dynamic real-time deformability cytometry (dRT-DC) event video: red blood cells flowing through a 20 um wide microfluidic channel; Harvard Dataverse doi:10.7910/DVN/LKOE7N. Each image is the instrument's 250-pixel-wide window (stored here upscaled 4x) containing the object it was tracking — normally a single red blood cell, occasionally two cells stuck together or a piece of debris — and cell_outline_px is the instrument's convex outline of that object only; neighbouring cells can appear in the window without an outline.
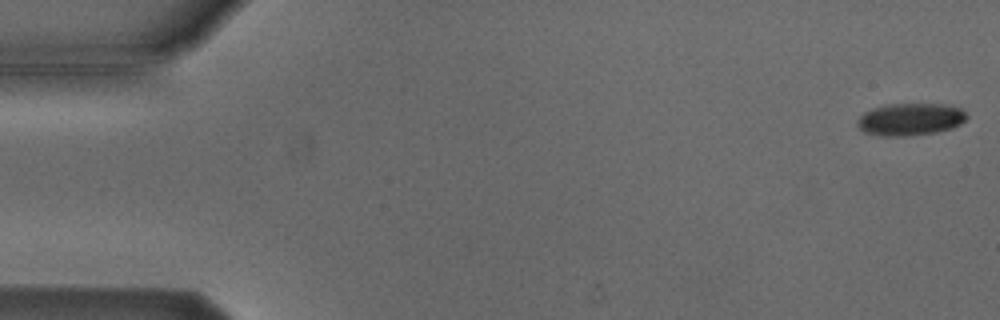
{"species": "Egyptian fruit bat (a non-hibernating species)", "species_latin": "Rousettus aegyptiacus", "temperature_condition": "cold", "stored_images_in_passage": 53, "camera_frame_rate_fps": 3000, "um_per_image_px": 0.085, "animal": {"sex": "male"}, "frame": {"image": 1, "passage_image": 1, "time_ms": 0.0, "image_size_px": [1000, 320], "cell_outline_px": [[968, 116], [960, 124], [952, 128], [936, 132], [904, 136], [884, 136], [864, 132], [856, 124], [856, 120], [864, 112], [888, 104], [944, 104], [960, 108]], "centroid_in_image_um": [77.37, 10.14], "position_along_channel_um": 7.6, "area_um2": 20.4}}
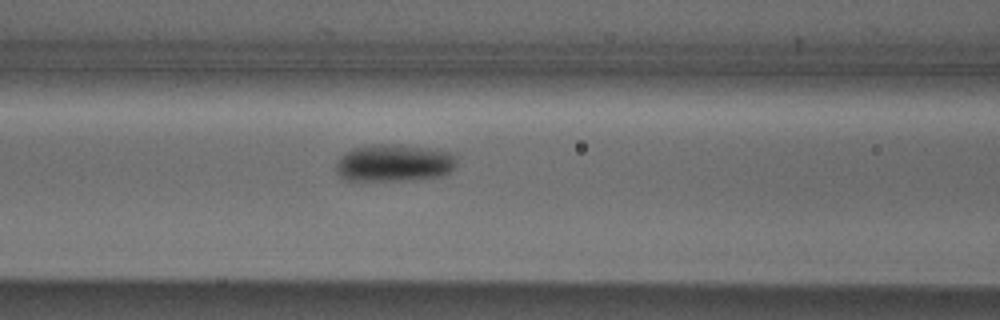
{"frame": {"image": 2, "passage_image": 22, "time_ms": 7.0, "image_size_px": [1000, 320], "cell_outline_px": [[456, 168], [452, 172], [444, 176], [416, 180], [344, 180], [336, 172], [336, 164], [340, 156], [352, 148], [376, 144], [384, 144], [428, 148], [452, 152], [456, 156]], "centroid_in_image_um": [33.54, 13.87], "position_along_channel_um": 133.1, "area_um2": 26.47}}
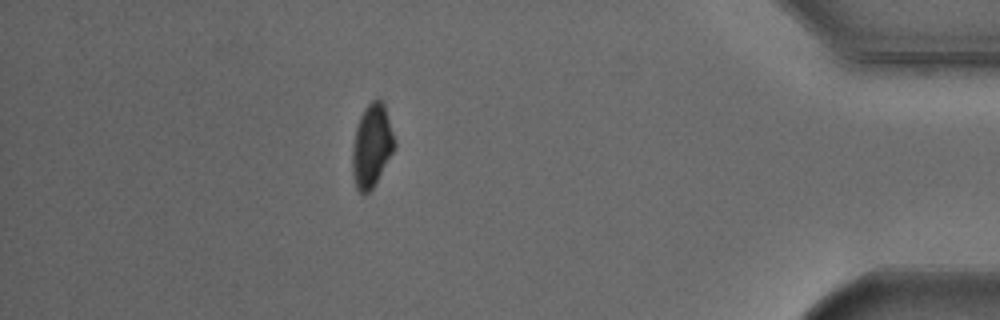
{"frame": {"image": 3, "passage_image": 47, "time_ms": 15.333, "image_size_px": [1000, 320], "cell_outline_px": [[396, 148], [376, 184], [368, 192], [360, 192], [356, 188], [352, 172], [352, 148], [356, 128], [360, 116], [364, 108], [372, 100], [380, 100], [384, 104], [396, 144]], "centroid_in_image_um": [31.6, 12.41], "position_along_channel_um": 403.6, "area_um2": 20.4}, "authors_computed_cell_mechanics": {"area_um2": 22.4842, "velocity_mm_per_s": 3.8287, "shape_relaxation_time_tau1_ms": 7.2863, "shape_relaxation_time_tau2_ms": null, "deformation_change_tau1": 0.1523, "deformation_change_tau2": null}}